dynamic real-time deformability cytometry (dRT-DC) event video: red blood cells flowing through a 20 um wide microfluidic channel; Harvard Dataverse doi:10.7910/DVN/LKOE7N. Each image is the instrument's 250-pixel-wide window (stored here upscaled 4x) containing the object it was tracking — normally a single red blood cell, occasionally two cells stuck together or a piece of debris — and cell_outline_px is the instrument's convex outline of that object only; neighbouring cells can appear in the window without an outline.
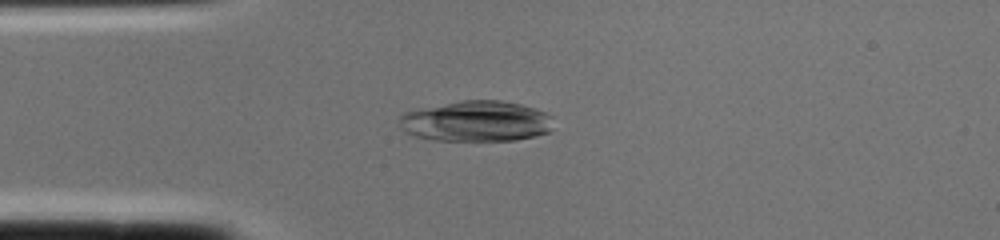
{"species": "common noctule bat (a hibernating species)", "species_latin": "Nyctalus noctula", "temperature_condition": "cold", "stored_images_in_passage": 2, "camera_frame_rate_fps": 3000, "um_per_image_px": 0.085, "animal": {"sex": "female", "body_mass_g": 22.0, "forearm_length_mm": 56.7}, "frame": {"image": 1, "passage_image": 2, "time_ms": 0.333, "image_size_px": [1000, 240], "cell_outline_px": [[552, 116], [548, 132], [536, 136], [516, 140], [432, 140], [416, 136], [408, 132], [400, 124], [400, 116], [404, 112], [420, 108], [464, 100], [500, 100], [520, 104], [536, 108]], "centroid_in_image_um": [40.49, 10.3], "position_along_channel_um": 44.5, "area_um2": 36.18}}